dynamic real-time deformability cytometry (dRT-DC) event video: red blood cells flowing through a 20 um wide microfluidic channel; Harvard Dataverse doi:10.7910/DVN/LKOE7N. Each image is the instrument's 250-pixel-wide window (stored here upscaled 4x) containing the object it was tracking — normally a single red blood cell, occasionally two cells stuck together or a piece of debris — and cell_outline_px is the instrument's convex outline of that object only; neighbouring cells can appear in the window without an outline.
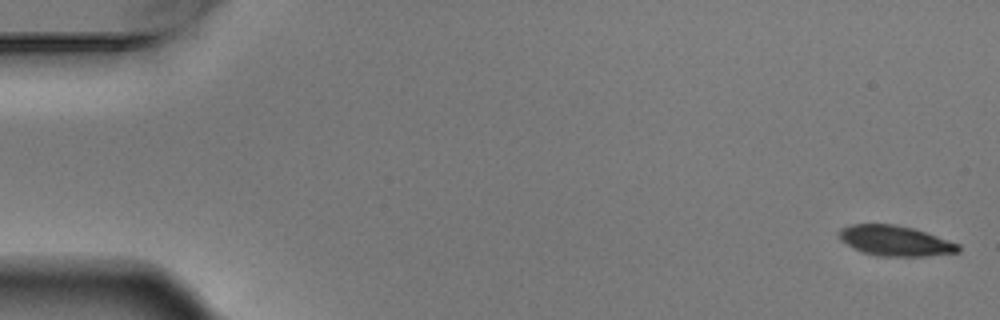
{"species": "Egyptian fruit bat (a non-hibernating species)", "species_latin": "Rousettus aegyptiacus", "temperature_condition": "warm", "stored_images_in_passage": 5, "camera_frame_rate_fps": 3000, "um_per_image_px": 0.085, "animal": {"sex": "male"}, "frame": {"image": 1, "passage_image": 1, "time_ms": 0.0, "image_size_px": [1000, 320], "cell_outline_px": [[960, 252], [924, 256], [880, 256], [864, 252], [852, 248], [840, 240], [836, 232], [840, 228], [848, 224], [896, 224], [912, 228], [960, 244]], "centroid_in_image_um": [76.03, 20.46], "position_along_channel_um": 9.0, "area_um2": 21.1}}
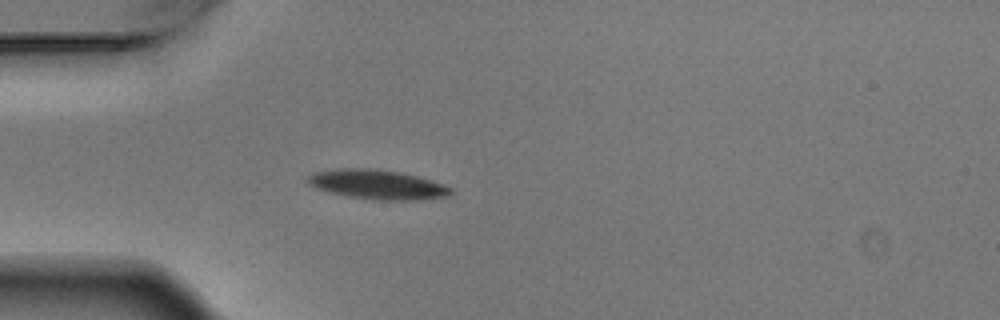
{"frame": {"image": 2, "passage_image": 5, "time_ms": 1.333, "image_size_px": [1000, 320], "cell_outline_px": [[452, 192], [448, 196], [420, 200], [376, 200], [348, 196], [316, 188], [308, 184], [304, 180], [312, 172], [340, 168], [376, 168], [400, 172], [432, 180], [444, 184], [452, 188]], "centroid_in_image_um": [32.07, 15.67], "position_along_channel_um": 52.9, "area_um2": 24.74}}